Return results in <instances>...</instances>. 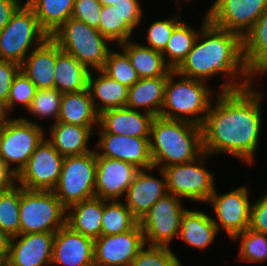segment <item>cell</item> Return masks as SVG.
I'll list each match as a JSON object with an SVG mask.
<instances>
[{
  "label": "cell",
  "mask_w": 267,
  "mask_h": 266,
  "mask_svg": "<svg viewBox=\"0 0 267 266\" xmlns=\"http://www.w3.org/2000/svg\"><path fill=\"white\" fill-rule=\"evenodd\" d=\"M154 115L128 107L109 109L99 114V125L107 132L132 137H150Z\"/></svg>",
  "instance_id": "21"
},
{
  "label": "cell",
  "mask_w": 267,
  "mask_h": 266,
  "mask_svg": "<svg viewBox=\"0 0 267 266\" xmlns=\"http://www.w3.org/2000/svg\"><path fill=\"white\" fill-rule=\"evenodd\" d=\"M267 75V60L263 62L253 73H252V84H254L255 77Z\"/></svg>",
  "instance_id": "50"
},
{
  "label": "cell",
  "mask_w": 267,
  "mask_h": 266,
  "mask_svg": "<svg viewBox=\"0 0 267 266\" xmlns=\"http://www.w3.org/2000/svg\"><path fill=\"white\" fill-rule=\"evenodd\" d=\"M183 199L167 193L156 201L148 213L139 221L147 245L169 247L179 236L181 219L187 209Z\"/></svg>",
  "instance_id": "11"
},
{
  "label": "cell",
  "mask_w": 267,
  "mask_h": 266,
  "mask_svg": "<svg viewBox=\"0 0 267 266\" xmlns=\"http://www.w3.org/2000/svg\"><path fill=\"white\" fill-rule=\"evenodd\" d=\"M54 88L62 93L78 92L88 88L90 70L77 58L57 45Z\"/></svg>",
  "instance_id": "29"
},
{
  "label": "cell",
  "mask_w": 267,
  "mask_h": 266,
  "mask_svg": "<svg viewBox=\"0 0 267 266\" xmlns=\"http://www.w3.org/2000/svg\"><path fill=\"white\" fill-rule=\"evenodd\" d=\"M95 176V150L81 155L66 156L53 192L67 209L73 204L95 197Z\"/></svg>",
  "instance_id": "8"
},
{
  "label": "cell",
  "mask_w": 267,
  "mask_h": 266,
  "mask_svg": "<svg viewBox=\"0 0 267 266\" xmlns=\"http://www.w3.org/2000/svg\"><path fill=\"white\" fill-rule=\"evenodd\" d=\"M102 6H115L120 0H98Z\"/></svg>",
  "instance_id": "52"
},
{
  "label": "cell",
  "mask_w": 267,
  "mask_h": 266,
  "mask_svg": "<svg viewBox=\"0 0 267 266\" xmlns=\"http://www.w3.org/2000/svg\"><path fill=\"white\" fill-rule=\"evenodd\" d=\"M99 140L96 141V155L131 163L139 169L153 167L150 154V137H132L107 133L98 125ZM100 150V151H99Z\"/></svg>",
  "instance_id": "16"
},
{
  "label": "cell",
  "mask_w": 267,
  "mask_h": 266,
  "mask_svg": "<svg viewBox=\"0 0 267 266\" xmlns=\"http://www.w3.org/2000/svg\"><path fill=\"white\" fill-rule=\"evenodd\" d=\"M57 44L49 37L33 49L20 65V70L38 89H52L55 81Z\"/></svg>",
  "instance_id": "22"
},
{
  "label": "cell",
  "mask_w": 267,
  "mask_h": 266,
  "mask_svg": "<svg viewBox=\"0 0 267 266\" xmlns=\"http://www.w3.org/2000/svg\"><path fill=\"white\" fill-rule=\"evenodd\" d=\"M149 144L155 169L190 162L204 152L202 127L184 120L155 116Z\"/></svg>",
  "instance_id": "3"
},
{
  "label": "cell",
  "mask_w": 267,
  "mask_h": 266,
  "mask_svg": "<svg viewBox=\"0 0 267 266\" xmlns=\"http://www.w3.org/2000/svg\"><path fill=\"white\" fill-rule=\"evenodd\" d=\"M54 237L55 232L11 237L6 266H51Z\"/></svg>",
  "instance_id": "18"
},
{
  "label": "cell",
  "mask_w": 267,
  "mask_h": 266,
  "mask_svg": "<svg viewBox=\"0 0 267 266\" xmlns=\"http://www.w3.org/2000/svg\"><path fill=\"white\" fill-rule=\"evenodd\" d=\"M102 4L98 0H75L71 18L82 21L90 27L98 28Z\"/></svg>",
  "instance_id": "43"
},
{
  "label": "cell",
  "mask_w": 267,
  "mask_h": 266,
  "mask_svg": "<svg viewBox=\"0 0 267 266\" xmlns=\"http://www.w3.org/2000/svg\"><path fill=\"white\" fill-rule=\"evenodd\" d=\"M145 245L139 223L124 233L101 235L94 239V266H131Z\"/></svg>",
  "instance_id": "15"
},
{
  "label": "cell",
  "mask_w": 267,
  "mask_h": 266,
  "mask_svg": "<svg viewBox=\"0 0 267 266\" xmlns=\"http://www.w3.org/2000/svg\"><path fill=\"white\" fill-rule=\"evenodd\" d=\"M22 4L21 0H0V31Z\"/></svg>",
  "instance_id": "48"
},
{
  "label": "cell",
  "mask_w": 267,
  "mask_h": 266,
  "mask_svg": "<svg viewBox=\"0 0 267 266\" xmlns=\"http://www.w3.org/2000/svg\"><path fill=\"white\" fill-rule=\"evenodd\" d=\"M57 121L81 127L99 125V114L93 106L88 88L78 92L63 93Z\"/></svg>",
  "instance_id": "28"
},
{
  "label": "cell",
  "mask_w": 267,
  "mask_h": 266,
  "mask_svg": "<svg viewBox=\"0 0 267 266\" xmlns=\"http://www.w3.org/2000/svg\"><path fill=\"white\" fill-rule=\"evenodd\" d=\"M47 140L63 157L81 155L93 151L89 148V140L93 137L94 127H81L74 124L55 122L49 126Z\"/></svg>",
  "instance_id": "24"
},
{
  "label": "cell",
  "mask_w": 267,
  "mask_h": 266,
  "mask_svg": "<svg viewBox=\"0 0 267 266\" xmlns=\"http://www.w3.org/2000/svg\"><path fill=\"white\" fill-rule=\"evenodd\" d=\"M62 95L56 88L38 89L26 111L39 119L52 118L55 123L60 114Z\"/></svg>",
  "instance_id": "39"
},
{
  "label": "cell",
  "mask_w": 267,
  "mask_h": 266,
  "mask_svg": "<svg viewBox=\"0 0 267 266\" xmlns=\"http://www.w3.org/2000/svg\"><path fill=\"white\" fill-rule=\"evenodd\" d=\"M166 82L167 76L140 78L132 87H129L126 107L160 116Z\"/></svg>",
  "instance_id": "25"
},
{
  "label": "cell",
  "mask_w": 267,
  "mask_h": 266,
  "mask_svg": "<svg viewBox=\"0 0 267 266\" xmlns=\"http://www.w3.org/2000/svg\"><path fill=\"white\" fill-rule=\"evenodd\" d=\"M36 91V86L20 70L13 79L7 103L2 108L5 110L7 115L16 107V105L21 104V107L26 110L35 96Z\"/></svg>",
  "instance_id": "40"
},
{
  "label": "cell",
  "mask_w": 267,
  "mask_h": 266,
  "mask_svg": "<svg viewBox=\"0 0 267 266\" xmlns=\"http://www.w3.org/2000/svg\"><path fill=\"white\" fill-rule=\"evenodd\" d=\"M243 59L251 74L267 60V9L242 38Z\"/></svg>",
  "instance_id": "32"
},
{
  "label": "cell",
  "mask_w": 267,
  "mask_h": 266,
  "mask_svg": "<svg viewBox=\"0 0 267 266\" xmlns=\"http://www.w3.org/2000/svg\"><path fill=\"white\" fill-rule=\"evenodd\" d=\"M131 266H182V263L170 247L146 244Z\"/></svg>",
  "instance_id": "41"
},
{
  "label": "cell",
  "mask_w": 267,
  "mask_h": 266,
  "mask_svg": "<svg viewBox=\"0 0 267 266\" xmlns=\"http://www.w3.org/2000/svg\"><path fill=\"white\" fill-rule=\"evenodd\" d=\"M141 3L138 0H120L115 9L121 12L124 19L134 30L141 24L143 18Z\"/></svg>",
  "instance_id": "46"
},
{
  "label": "cell",
  "mask_w": 267,
  "mask_h": 266,
  "mask_svg": "<svg viewBox=\"0 0 267 266\" xmlns=\"http://www.w3.org/2000/svg\"><path fill=\"white\" fill-rule=\"evenodd\" d=\"M249 196V189L243 185L222 195L215 189L207 201L216 215L212 221L219 231L223 228L231 240L249 228L252 205Z\"/></svg>",
  "instance_id": "13"
},
{
  "label": "cell",
  "mask_w": 267,
  "mask_h": 266,
  "mask_svg": "<svg viewBox=\"0 0 267 266\" xmlns=\"http://www.w3.org/2000/svg\"><path fill=\"white\" fill-rule=\"evenodd\" d=\"M101 235H114L133 229L139 221L121 200H103Z\"/></svg>",
  "instance_id": "34"
},
{
  "label": "cell",
  "mask_w": 267,
  "mask_h": 266,
  "mask_svg": "<svg viewBox=\"0 0 267 266\" xmlns=\"http://www.w3.org/2000/svg\"><path fill=\"white\" fill-rule=\"evenodd\" d=\"M154 170V167L140 169L124 196L125 199L123 201L125 205L138 221L148 213L156 201L168 193L164 171L162 169H157L162 178L158 179L148 174L150 171Z\"/></svg>",
  "instance_id": "20"
},
{
  "label": "cell",
  "mask_w": 267,
  "mask_h": 266,
  "mask_svg": "<svg viewBox=\"0 0 267 266\" xmlns=\"http://www.w3.org/2000/svg\"><path fill=\"white\" fill-rule=\"evenodd\" d=\"M10 240L11 237L0 230V261L4 265H6L9 258Z\"/></svg>",
  "instance_id": "49"
},
{
  "label": "cell",
  "mask_w": 267,
  "mask_h": 266,
  "mask_svg": "<svg viewBox=\"0 0 267 266\" xmlns=\"http://www.w3.org/2000/svg\"><path fill=\"white\" fill-rule=\"evenodd\" d=\"M101 70L128 88L140 79L128 55L122 49L119 52L110 50Z\"/></svg>",
  "instance_id": "38"
},
{
  "label": "cell",
  "mask_w": 267,
  "mask_h": 266,
  "mask_svg": "<svg viewBox=\"0 0 267 266\" xmlns=\"http://www.w3.org/2000/svg\"><path fill=\"white\" fill-rule=\"evenodd\" d=\"M50 38L90 71L102 69L111 50L110 41L97 28L73 18L63 23Z\"/></svg>",
  "instance_id": "5"
},
{
  "label": "cell",
  "mask_w": 267,
  "mask_h": 266,
  "mask_svg": "<svg viewBox=\"0 0 267 266\" xmlns=\"http://www.w3.org/2000/svg\"><path fill=\"white\" fill-rule=\"evenodd\" d=\"M17 173L0 156V192L13 188L17 183Z\"/></svg>",
  "instance_id": "47"
},
{
  "label": "cell",
  "mask_w": 267,
  "mask_h": 266,
  "mask_svg": "<svg viewBox=\"0 0 267 266\" xmlns=\"http://www.w3.org/2000/svg\"><path fill=\"white\" fill-rule=\"evenodd\" d=\"M249 228L267 234V191L251 205Z\"/></svg>",
  "instance_id": "44"
},
{
  "label": "cell",
  "mask_w": 267,
  "mask_h": 266,
  "mask_svg": "<svg viewBox=\"0 0 267 266\" xmlns=\"http://www.w3.org/2000/svg\"><path fill=\"white\" fill-rule=\"evenodd\" d=\"M49 37L33 10L24 2L0 31V60L21 65L31 50Z\"/></svg>",
  "instance_id": "6"
},
{
  "label": "cell",
  "mask_w": 267,
  "mask_h": 266,
  "mask_svg": "<svg viewBox=\"0 0 267 266\" xmlns=\"http://www.w3.org/2000/svg\"><path fill=\"white\" fill-rule=\"evenodd\" d=\"M103 199L91 198L66 209V225L74 232L96 239L101 236Z\"/></svg>",
  "instance_id": "27"
},
{
  "label": "cell",
  "mask_w": 267,
  "mask_h": 266,
  "mask_svg": "<svg viewBox=\"0 0 267 266\" xmlns=\"http://www.w3.org/2000/svg\"><path fill=\"white\" fill-rule=\"evenodd\" d=\"M20 234L56 232L66 225V208L53 191L21 187Z\"/></svg>",
  "instance_id": "7"
},
{
  "label": "cell",
  "mask_w": 267,
  "mask_h": 266,
  "mask_svg": "<svg viewBox=\"0 0 267 266\" xmlns=\"http://www.w3.org/2000/svg\"><path fill=\"white\" fill-rule=\"evenodd\" d=\"M181 14H175V17L157 20L151 23L147 30L146 41L148 45H144L159 52H163L174 28L182 21Z\"/></svg>",
  "instance_id": "42"
},
{
  "label": "cell",
  "mask_w": 267,
  "mask_h": 266,
  "mask_svg": "<svg viewBox=\"0 0 267 266\" xmlns=\"http://www.w3.org/2000/svg\"><path fill=\"white\" fill-rule=\"evenodd\" d=\"M97 30L110 42L116 41L118 45L132 38L134 29L122 19L121 12L115 6H102L101 19Z\"/></svg>",
  "instance_id": "36"
},
{
  "label": "cell",
  "mask_w": 267,
  "mask_h": 266,
  "mask_svg": "<svg viewBox=\"0 0 267 266\" xmlns=\"http://www.w3.org/2000/svg\"><path fill=\"white\" fill-rule=\"evenodd\" d=\"M8 117H9V115H7L5 110L2 107H0V132H1L2 127H3L5 121L7 120Z\"/></svg>",
  "instance_id": "51"
},
{
  "label": "cell",
  "mask_w": 267,
  "mask_h": 266,
  "mask_svg": "<svg viewBox=\"0 0 267 266\" xmlns=\"http://www.w3.org/2000/svg\"><path fill=\"white\" fill-rule=\"evenodd\" d=\"M235 240H240L238 254L241 261L248 263L267 261V234L247 228L232 239V241Z\"/></svg>",
  "instance_id": "37"
},
{
  "label": "cell",
  "mask_w": 267,
  "mask_h": 266,
  "mask_svg": "<svg viewBox=\"0 0 267 266\" xmlns=\"http://www.w3.org/2000/svg\"><path fill=\"white\" fill-rule=\"evenodd\" d=\"M199 32L200 30L193 29L184 20L174 28L162 52L165 63L172 71H175L181 65L188 53L192 50Z\"/></svg>",
  "instance_id": "33"
},
{
  "label": "cell",
  "mask_w": 267,
  "mask_h": 266,
  "mask_svg": "<svg viewBox=\"0 0 267 266\" xmlns=\"http://www.w3.org/2000/svg\"><path fill=\"white\" fill-rule=\"evenodd\" d=\"M208 157L203 152L190 162L164 167L168 193L195 203L207 202L216 189L214 175L204 165Z\"/></svg>",
  "instance_id": "9"
},
{
  "label": "cell",
  "mask_w": 267,
  "mask_h": 266,
  "mask_svg": "<svg viewBox=\"0 0 267 266\" xmlns=\"http://www.w3.org/2000/svg\"><path fill=\"white\" fill-rule=\"evenodd\" d=\"M19 71L20 65L10 61L0 60V107H3L7 103L10 87Z\"/></svg>",
  "instance_id": "45"
},
{
  "label": "cell",
  "mask_w": 267,
  "mask_h": 266,
  "mask_svg": "<svg viewBox=\"0 0 267 266\" xmlns=\"http://www.w3.org/2000/svg\"><path fill=\"white\" fill-rule=\"evenodd\" d=\"M94 239L67 225L55 232L51 266H94Z\"/></svg>",
  "instance_id": "19"
},
{
  "label": "cell",
  "mask_w": 267,
  "mask_h": 266,
  "mask_svg": "<svg viewBox=\"0 0 267 266\" xmlns=\"http://www.w3.org/2000/svg\"><path fill=\"white\" fill-rule=\"evenodd\" d=\"M139 170L131 163L96 155L95 197L120 200Z\"/></svg>",
  "instance_id": "17"
},
{
  "label": "cell",
  "mask_w": 267,
  "mask_h": 266,
  "mask_svg": "<svg viewBox=\"0 0 267 266\" xmlns=\"http://www.w3.org/2000/svg\"><path fill=\"white\" fill-rule=\"evenodd\" d=\"M20 197L21 186L0 192V230L10 237L20 234Z\"/></svg>",
  "instance_id": "35"
},
{
  "label": "cell",
  "mask_w": 267,
  "mask_h": 266,
  "mask_svg": "<svg viewBox=\"0 0 267 266\" xmlns=\"http://www.w3.org/2000/svg\"><path fill=\"white\" fill-rule=\"evenodd\" d=\"M94 72L99 74L96 76L90 71L88 89L96 112L101 114L109 109L126 107L129 88L109 77L101 69Z\"/></svg>",
  "instance_id": "23"
},
{
  "label": "cell",
  "mask_w": 267,
  "mask_h": 266,
  "mask_svg": "<svg viewBox=\"0 0 267 266\" xmlns=\"http://www.w3.org/2000/svg\"><path fill=\"white\" fill-rule=\"evenodd\" d=\"M176 76L180 80H176ZM207 83L171 71L167 76L160 116L202 126L215 94Z\"/></svg>",
  "instance_id": "4"
},
{
  "label": "cell",
  "mask_w": 267,
  "mask_h": 266,
  "mask_svg": "<svg viewBox=\"0 0 267 266\" xmlns=\"http://www.w3.org/2000/svg\"><path fill=\"white\" fill-rule=\"evenodd\" d=\"M217 234L219 230L207 213L187 209L183 214L178 238L188 246L204 250L213 244Z\"/></svg>",
  "instance_id": "26"
},
{
  "label": "cell",
  "mask_w": 267,
  "mask_h": 266,
  "mask_svg": "<svg viewBox=\"0 0 267 266\" xmlns=\"http://www.w3.org/2000/svg\"><path fill=\"white\" fill-rule=\"evenodd\" d=\"M267 9V0H215L206 14L208 21L242 38Z\"/></svg>",
  "instance_id": "14"
},
{
  "label": "cell",
  "mask_w": 267,
  "mask_h": 266,
  "mask_svg": "<svg viewBox=\"0 0 267 266\" xmlns=\"http://www.w3.org/2000/svg\"><path fill=\"white\" fill-rule=\"evenodd\" d=\"M44 127L25 117L7 118L0 132V156L17 174L46 137ZM13 164L15 165L14 167Z\"/></svg>",
  "instance_id": "10"
},
{
  "label": "cell",
  "mask_w": 267,
  "mask_h": 266,
  "mask_svg": "<svg viewBox=\"0 0 267 266\" xmlns=\"http://www.w3.org/2000/svg\"><path fill=\"white\" fill-rule=\"evenodd\" d=\"M25 3L50 36L71 18L75 0H26Z\"/></svg>",
  "instance_id": "31"
},
{
  "label": "cell",
  "mask_w": 267,
  "mask_h": 266,
  "mask_svg": "<svg viewBox=\"0 0 267 266\" xmlns=\"http://www.w3.org/2000/svg\"><path fill=\"white\" fill-rule=\"evenodd\" d=\"M204 15L192 50L175 72L206 82L218 74H224V78L230 77L221 81L219 91L243 89L251 85L252 74L243 59L242 37L211 24L206 12Z\"/></svg>",
  "instance_id": "2"
},
{
  "label": "cell",
  "mask_w": 267,
  "mask_h": 266,
  "mask_svg": "<svg viewBox=\"0 0 267 266\" xmlns=\"http://www.w3.org/2000/svg\"><path fill=\"white\" fill-rule=\"evenodd\" d=\"M202 127L203 151L226 153L254 165L262 130L263 94L253 84L231 91L216 90ZM213 104V105H212Z\"/></svg>",
  "instance_id": "1"
},
{
  "label": "cell",
  "mask_w": 267,
  "mask_h": 266,
  "mask_svg": "<svg viewBox=\"0 0 267 266\" xmlns=\"http://www.w3.org/2000/svg\"><path fill=\"white\" fill-rule=\"evenodd\" d=\"M64 158L44 137L17 174V184L27 190L53 191L58 184Z\"/></svg>",
  "instance_id": "12"
},
{
  "label": "cell",
  "mask_w": 267,
  "mask_h": 266,
  "mask_svg": "<svg viewBox=\"0 0 267 266\" xmlns=\"http://www.w3.org/2000/svg\"><path fill=\"white\" fill-rule=\"evenodd\" d=\"M129 57L139 78L168 76L172 71L164 61L161 52L136 43L133 39L118 45Z\"/></svg>",
  "instance_id": "30"
}]
</instances>
